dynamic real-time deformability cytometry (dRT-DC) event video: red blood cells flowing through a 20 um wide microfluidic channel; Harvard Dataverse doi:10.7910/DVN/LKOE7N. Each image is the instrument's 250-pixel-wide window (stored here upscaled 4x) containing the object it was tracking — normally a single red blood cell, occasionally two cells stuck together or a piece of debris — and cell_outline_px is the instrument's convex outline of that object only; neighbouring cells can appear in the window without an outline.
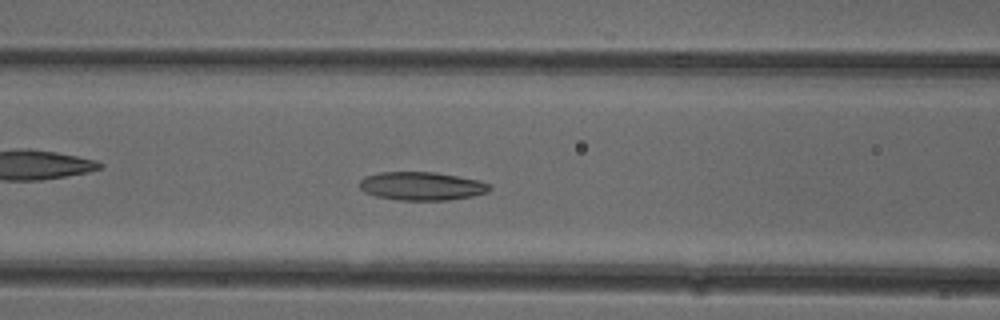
{"species": "common noctule bat (a hibernating species)", "species_latin": "Nyctalus noctula", "temperature_condition": "cold", "stored_images_in_passage": 47, "camera_frame_rate_fps": 3000, "um_per_image_px": 0.085, "animal": {"sex": "female"}, "frame": {"image": 1, "passage_image": 17, "time_ms": 5.333, "image_size_px": [1000, 320], "cell_outline_px": [[492, 188], [488, 192], [472, 196], [448, 200], [400, 200], [376, 196], [364, 192], [360, 188], [360, 180], [364, 176], [380, 172], [436, 172], [480, 180], [488, 184]], "centroid_in_image_um": [35.84, 15.81], "position_along_channel_um": 130.8, "area_um2": 21.56}}
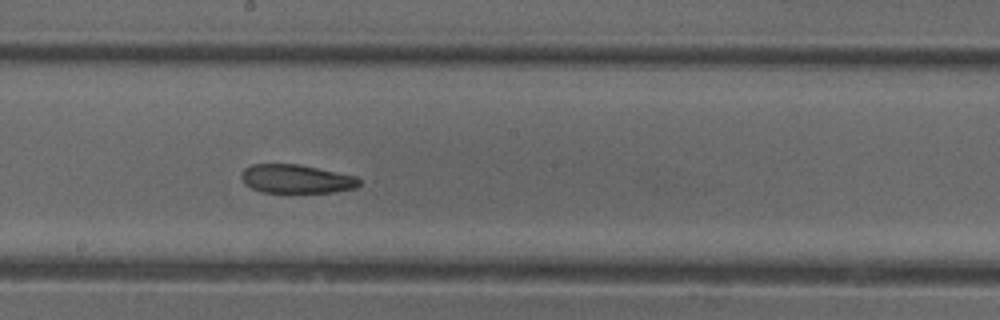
{"frame": {"image": 2, "passage_image": 24, "time_ms": 7.667, "image_size_px": [1000, 320], "cell_outline_px": [[360, 184], [356, 188], [332, 192], [260, 192], [244, 184], [240, 176], [240, 172], [244, 168], [252, 164], [296, 164], [356, 176], [360, 180]], "centroid_in_image_um": [25.14, 15.21], "position_along_channel_um": 223.1, "area_um2": 19.65}}
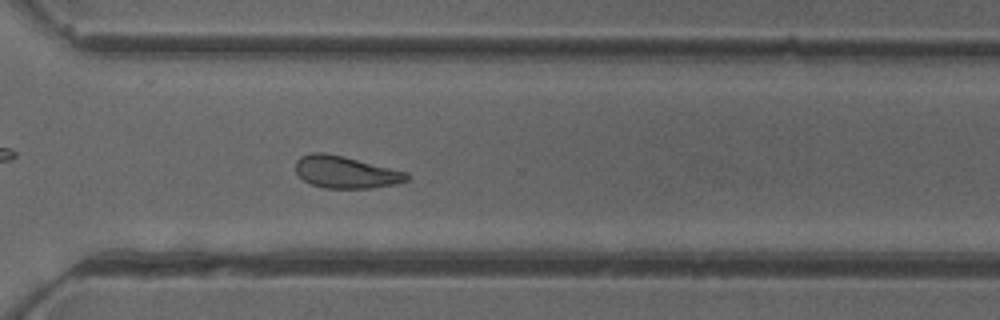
{"frame": {"image": 3, "passage_image": 33, "time_ms": 10.667, "image_size_px": [1000, 320], "cell_outline_px": [[408, 180], [396, 184], [372, 188], [324, 188], [312, 184], [304, 180], [296, 172], [296, 160], [300, 156], [312, 152], [324, 152], [344, 156], [408, 172]], "centroid_in_image_um": [29.38, 14.62], "position_along_channel_um": 341.2, "area_um2": 20.87}, "authors_computed_cell_mechanics": {"area_um2": 21.3282, "velocity_mm_per_s": 3.9507, "shape_relaxation_time_tau1_ms": 9.3024, "shape_relaxation_time_tau2_ms": 2.7269, "deformation_change_tau1": 0.2068, "deformation_change_tau2": 0.096}}